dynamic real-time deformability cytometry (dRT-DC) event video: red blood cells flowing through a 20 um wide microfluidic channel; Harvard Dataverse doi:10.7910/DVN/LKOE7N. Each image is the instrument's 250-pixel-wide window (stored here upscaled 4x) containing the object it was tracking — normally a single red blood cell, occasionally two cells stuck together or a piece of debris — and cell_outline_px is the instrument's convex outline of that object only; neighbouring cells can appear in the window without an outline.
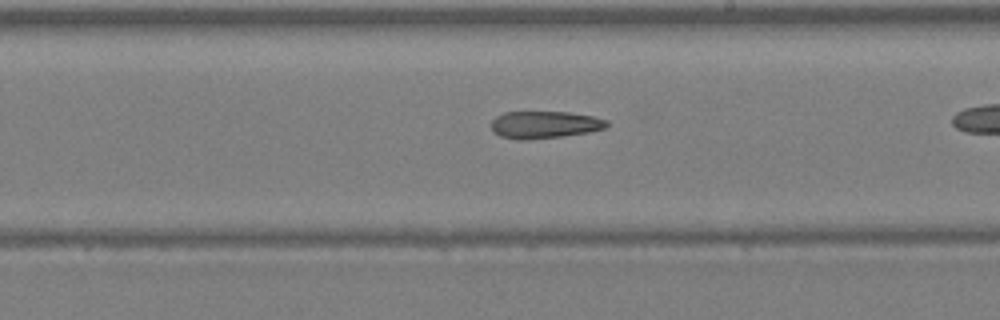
{"species": "Egyptian fruit bat (a non-hibernating species)", "species_latin": "Rousettus aegyptiacus", "temperature_condition": "warm", "stored_images_in_passage": 30, "camera_frame_rate_fps": 3000, "um_per_image_px": 0.085, "animal": {"sex": "female"}, "frame": {"image": 1, "passage_image": 22, "time_ms": 7.0, "image_size_px": [1000, 320], "cell_outline_px": [[608, 124], [604, 128], [588, 132], [560, 136], [524, 140], [520, 140], [500, 136], [492, 132], [492, 120], [496, 116], [504, 112], [568, 112], [592, 116], [608, 120]], "centroid_in_image_um": [46.25, 10.59], "position_along_channel_um": 242.7, "area_um2": 18.21}}